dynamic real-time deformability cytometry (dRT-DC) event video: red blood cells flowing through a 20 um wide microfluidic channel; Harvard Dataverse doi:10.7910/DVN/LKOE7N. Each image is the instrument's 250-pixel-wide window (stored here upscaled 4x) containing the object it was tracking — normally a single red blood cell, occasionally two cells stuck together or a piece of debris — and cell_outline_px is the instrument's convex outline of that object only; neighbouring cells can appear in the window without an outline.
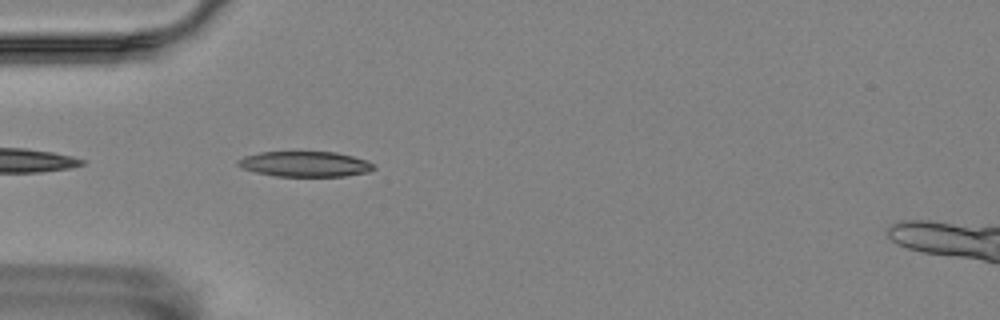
{"species": "Egyptian fruit bat (a non-hibernating species)", "species_latin": "Rousettus aegyptiacus", "temperature_condition": "room temperature", "stored_images_in_passage": 35, "camera_frame_rate_fps": 3000, "um_per_image_px": 0.085, "animal": {"sex": "female"}, "frame": {"image": 1, "passage_image": 3, "time_ms": 0.667, "image_size_px": [1000, 320], "cell_outline_px": [[376, 168], [368, 172], [344, 176], [276, 176], [256, 172], [240, 168], [236, 164], [236, 160], [244, 156], [260, 152], [336, 152], [368, 160]], "centroid_in_image_um": [25.9, 13.94], "position_along_channel_um": 59.1, "area_um2": 20.11}}
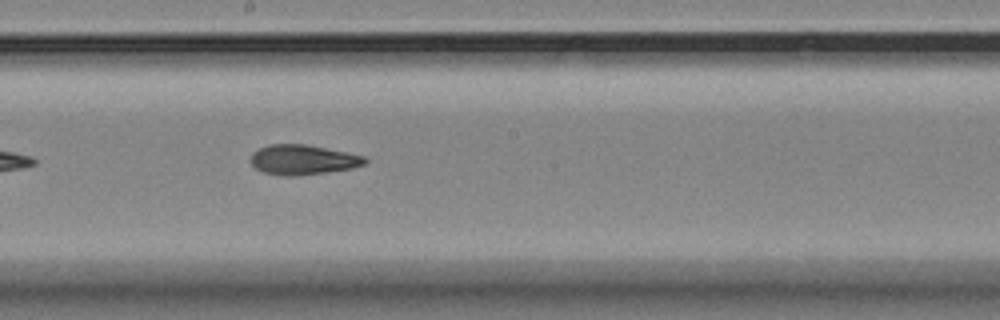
{"frame": {"image": 2, "passage_image": 17, "time_ms": 5.333, "image_size_px": [1000, 320], "cell_outline_px": [[368, 160], [364, 164], [352, 168], [296, 176], [280, 176], [264, 172], [256, 168], [248, 160], [252, 152], [268, 144], [308, 144], [364, 156]], "centroid_in_image_um": [25.69, 13.57], "position_along_channel_um": 222.5, "area_um2": 19.94}}
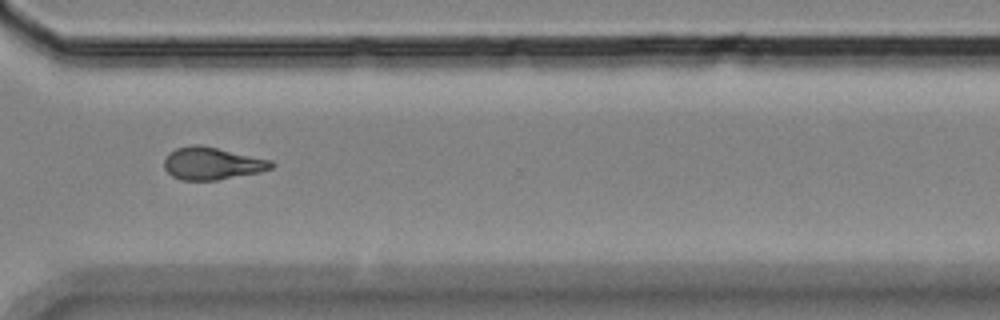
{"frame": {"image": 3, "passage_image": 28, "time_ms": 9.0, "image_size_px": [1000, 320], "cell_outline_px": [[276, 164], [272, 168], [260, 172], [216, 180], [180, 180], [172, 176], [164, 168], [164, 160], [168, 152], [176, 148], [192, 144], [200, 144], [272, 160]], "centroid_in_image_um": [18.01, 13.88], "position_along_channel_um": 352.6, "area_um2": 20.4}, "authors_computed_cell_mechanics": {"area_um2": 20.0566, "velocity_mm_per_s": 3.5515, "shape_relaxation_time_tau1_ms": 9.5091, "shape_relaxation_time_tau2_ms": 3.7404, "deformation_change_tau1": 0.2426, "deformation_change_tau2": 0.1116}}